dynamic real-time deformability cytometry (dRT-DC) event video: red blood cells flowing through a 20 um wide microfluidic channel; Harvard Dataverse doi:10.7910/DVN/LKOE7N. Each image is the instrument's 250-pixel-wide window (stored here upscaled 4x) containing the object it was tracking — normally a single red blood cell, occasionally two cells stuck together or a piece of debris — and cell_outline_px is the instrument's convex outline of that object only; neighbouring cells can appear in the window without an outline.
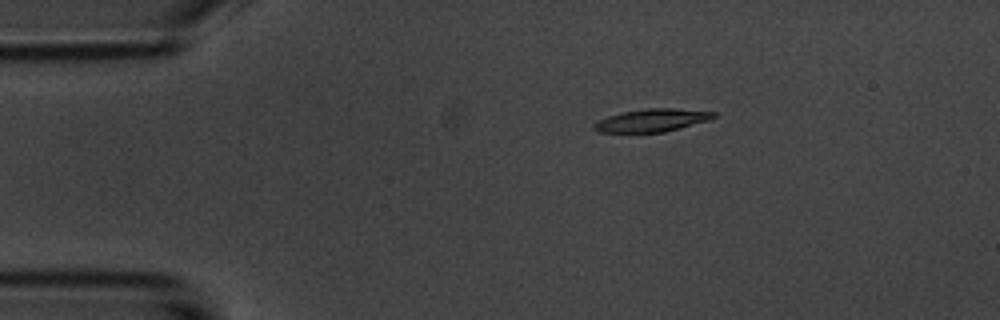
{"species": "common noctule bat (a hibernating species)", "species_latin": "Nyctalus noctula", "temperature_condition": "room temperature", "stored_images_in_passage": 8, "camera_frame_rate_fps": 3000, "um_per_image_px": 0.085, "animal": {"sex": "male", "body_mass_g": 20.1, "forearm_length_mm": 53.5}, "frame": {"image": 1, "passage_image": 3, "time_ms": 2.333, "image_size_px": [1000, 320], "cell_outline_px": [[716, 116], [708, 120], [664, 132], [600, 132], [592, 128], [592, 124], [608, 116], [624, 112], [644, 108], [672, 108], [716, 112]], "centroid_in_image_um": [55.4, 10.22], "position_along_channel_um": 29.6, "area_um2": 15.66}}
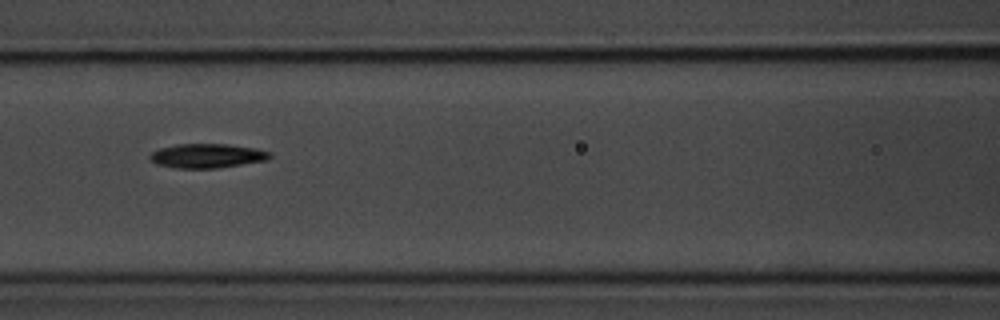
{"frame": {"image": 2, "passage_image": 7, "time_ms": 7.0, "image_size_px": [1000, 320], "cell_outline_px": [[272, 156], [268, 160], [216, 168], [176, 168], [156, 164], [148, 160], [148, 156], [152, 152], [160, 148], [176, 144], [228, 144], [256, 148], [272, 152]], "centroid_in_image_um": [17.6, 13.24], "position_along_channel_um": 149.0, "area_um2": 17.11}}
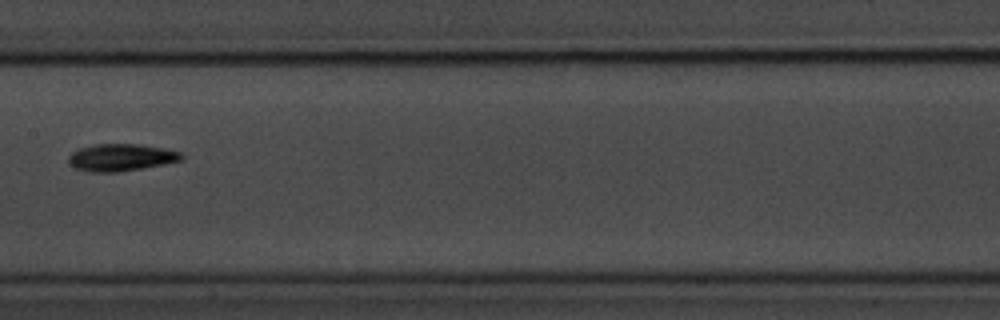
{"frame": {"image": 3, "passage_image": 8, "time_ms": 8.333, "image_size_px": [1000, 320], "cell_outline_px": [[184, 160], [164, 164], [116, 172], [88, 172], [76, 168], [68, 164], [68, 156], [72, 152], [80, 148], [96, 144], [136, 144], [164, 148], [180, 152], [184, 156]], "centroid_in_image_um": [10.28, 13.38], "position_along_channel_um": 197.1, "area_um2": 17.86}}